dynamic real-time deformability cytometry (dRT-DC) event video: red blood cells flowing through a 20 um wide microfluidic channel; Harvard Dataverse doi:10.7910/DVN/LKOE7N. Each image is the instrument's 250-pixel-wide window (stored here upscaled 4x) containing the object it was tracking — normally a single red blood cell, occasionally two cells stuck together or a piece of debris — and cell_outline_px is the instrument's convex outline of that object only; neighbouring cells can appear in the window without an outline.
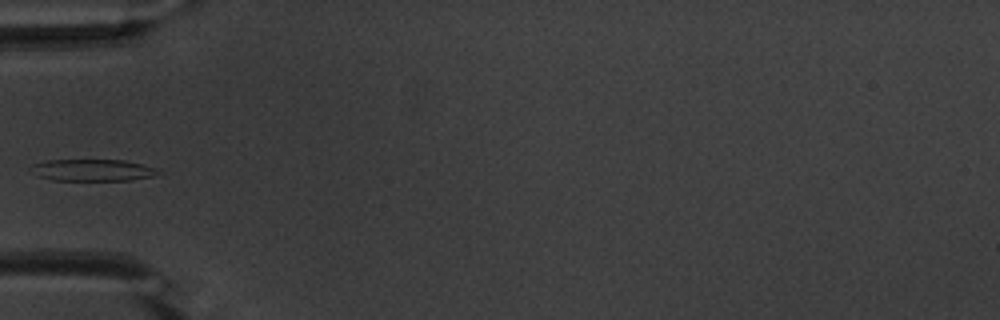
{"species": "common noctule bat (a hibernating species)", "species_latin": "Nyctalus noctula", "temperature_condition": "warm", "stored_images_in_passage": 36, "camera_frame_rate_fps": 3000, "um_per_image_px": 0.085, "animal": {"sex": "male", "body_mass_g": 20.1, "forearm_length_mm": 53.5}, "frame": {"image": 1, "passage_image": 1, "time_ms": 0.0, "image_size_px": [1000, 320], "cell_outline_px": [[160, 172], [152, 176], [128, 180], [52, 180], [36, 176], [32, 164], [48, 160], [124, 160], [156, 168]], "centroid_in_image_um": [7.85, 14.46], "position_along_channel_um": 77.1, "area_um2": 15.84}}
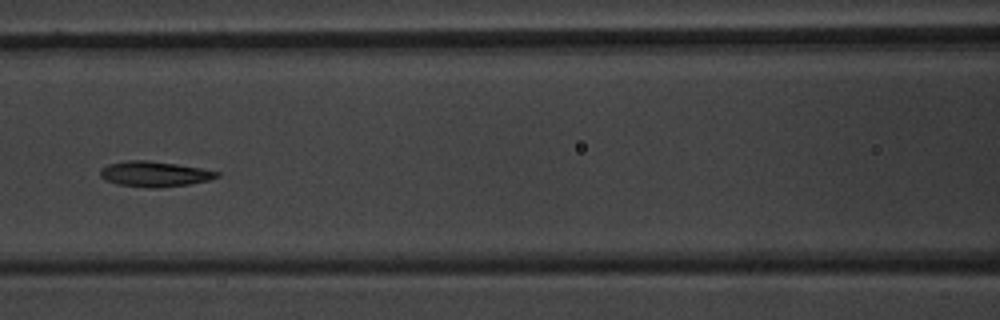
{"frame": {"image": 2, "passage_image": 7, "time_ms": 2.0, "image_size_px": [1000, 320], "cell_outline_px": [[220, 176], [208, 180], [188, 184], [156, 188], [148, 188], [116, 184], [104, 180], [100, 176], [100, 168], [108, 164], [128, 160], [148, 160], [176, 164], [200, 168], [220, 172]], "centroid_in_image_um": [13.09, 14.79], "position_along_channel_um": 153.5, "area_um2": 17.28}}
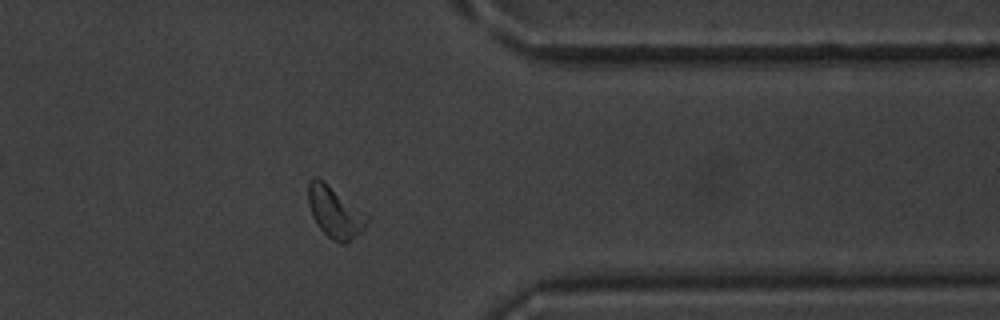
{"frame": {"image": 3, "passage_image": 26, "time_ms": 8.333, "image_size_px": [1000, 320], "cell_outline_px": [[368, 220], [364, 228], [360, 232], [344, 244], [332, 240], [316, 224], [312, 216], [308, 204], [308, 180], [312, 176], [316, 176], [368, 216]], "centroid_in_image_um": [28.41, 18.03], "position_along_channel_um": 383.0, "area_um2": 16.99}}